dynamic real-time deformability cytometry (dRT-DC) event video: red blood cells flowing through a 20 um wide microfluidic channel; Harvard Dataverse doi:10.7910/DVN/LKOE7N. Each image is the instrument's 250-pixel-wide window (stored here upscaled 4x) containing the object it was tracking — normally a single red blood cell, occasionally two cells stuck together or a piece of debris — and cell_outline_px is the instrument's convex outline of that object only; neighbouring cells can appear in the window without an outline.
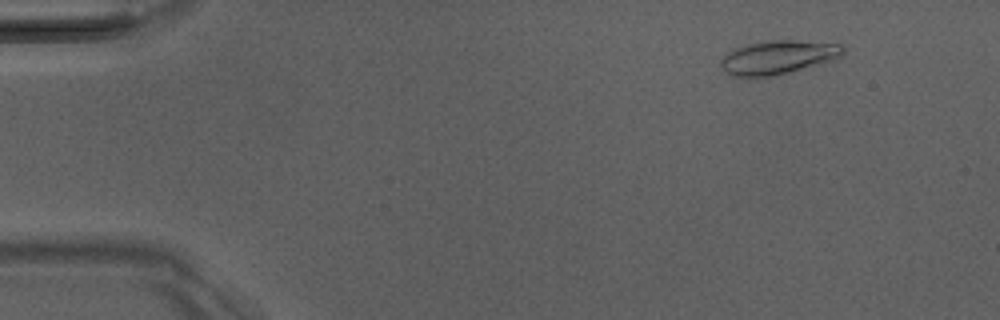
{"species": "Egyptian fruit bat (a non-hibernating species)", "species_latin": "Rousettus aegyptiacus", "temperature_condition": "room temperature", "stored_images_in_passage": 36, "camera_frame_rate_fps": 3000, "um_per_image_px": 0.085, "animal": {"sex": "male"}, "frame": {"image": 1, "passage_image": 6, "time_ms": 1.667, "image_size_px": [1000, 320], "cell_outline_px": [[844, 52], [836, 60], [776, 76], [728, 76], [720, 64], [720, 60], [728, 52], [736, 48], [748, 44], [768, 40], [792, 40], [840, 44], [844, 48]], "centroid_in_image_um": [66.14, 4.88], "position_along_channel_um": 18.9, "area_um2": 24.1}}